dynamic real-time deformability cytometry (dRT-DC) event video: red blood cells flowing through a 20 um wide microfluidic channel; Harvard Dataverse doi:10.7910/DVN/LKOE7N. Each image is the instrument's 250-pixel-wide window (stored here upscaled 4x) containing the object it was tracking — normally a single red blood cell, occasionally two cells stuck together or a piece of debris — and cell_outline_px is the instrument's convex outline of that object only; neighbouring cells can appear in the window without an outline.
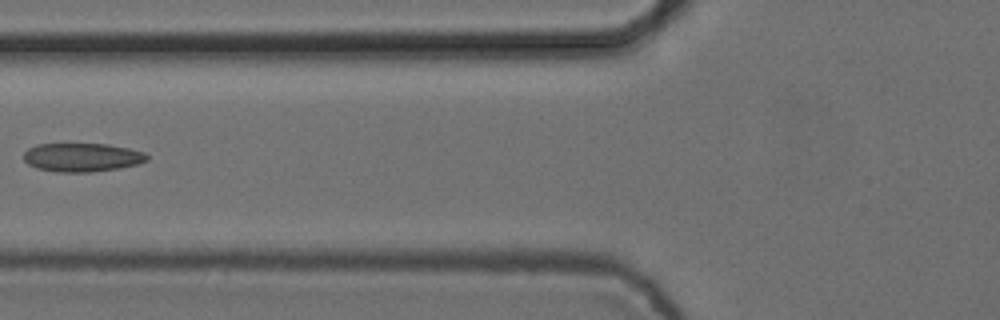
{"species": "common noctule bat (a hibernating species)", "species_latin": "Nyctalus noctula", "temperature_condition": "cold", "stored_images_in_passage": 6, "camera_frame_rate_fps": 3000, "um_per_image_px": 0.085, "animal": {"sex": "female", "body_mass_g": 24.6, "forearm_length_mm": 56.2}, "frame": {"image": 1, "passage_image": 5, "time_ms": 1.333, "image_size_px": [1000, 320], "cell_outline_px": [[148, 160], [136, 164], [120, 168], [92, 172], [56, 172], [36, 168], [28, 164], [24, 160], [24, 152], [28, 148], [36, 144], [108, 144], [128, 148], [144, 152], [148, 156]], "centroid_in_image_um": [6.96, 13.38], "position_along_channel_um": 118.8, "area_um2": 20.63}}
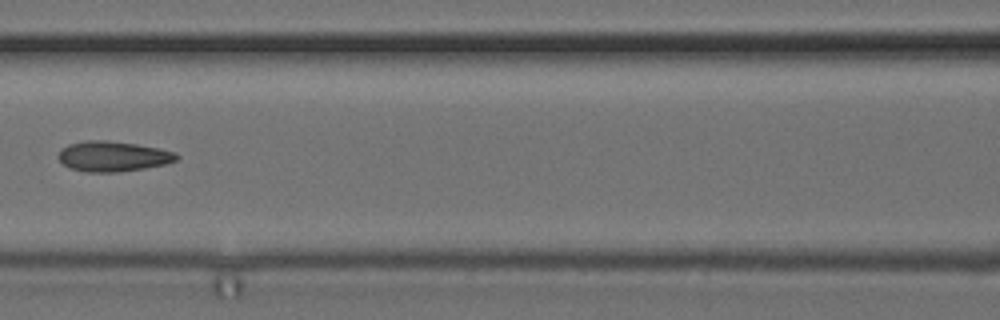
{"frame": {"image": 2, "passage_image": 6, "time_ms": 1.667, "image_size_px": [1000, 320], "cell_outline_px": [[180, 156], [176, 160], [164, 164], [144, 168], [120, 172], [84, 172], [68, 168], [56, 156], [60, 148], [68, 144], [84, 140], [104, 140], [136, 144], [160, 148], [176, 152]], "centroid_in_image_um": [9.56, 13.28], "position_along_channel_um": 157.0, "area_um2": 21.1}}